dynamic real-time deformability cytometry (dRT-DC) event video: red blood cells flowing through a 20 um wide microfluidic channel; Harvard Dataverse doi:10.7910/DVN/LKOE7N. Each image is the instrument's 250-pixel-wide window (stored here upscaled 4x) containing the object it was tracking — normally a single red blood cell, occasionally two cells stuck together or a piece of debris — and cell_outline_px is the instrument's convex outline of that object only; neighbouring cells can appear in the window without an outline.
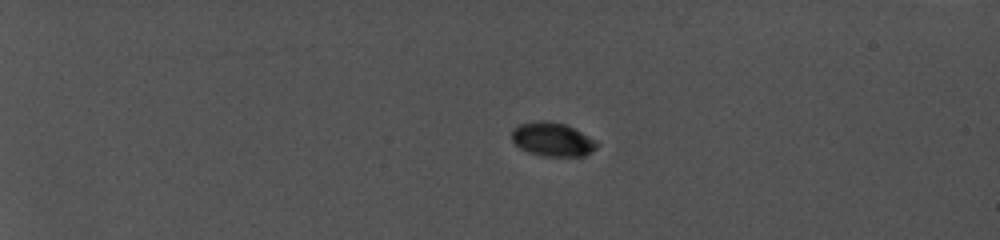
{"species": "common noctule bat (a hibernating species)", "species_latin": "Nyctalus noctula", "temperature_condition": "cold", "stored_images_in_passage": 12, "camera_frame_rate_fps": 5000, "um_per_image_px": 0.085, "animal": {"sex": "female", "body_mass_g": 19.0, "forearm_length_mm": 56.7}, "frame": {"image": 1, "passage_image": 1, "time_ms": 0.0, "image_size_px": [1000, 240], "cell_outline_px": [[600, 144], [596, 148], [584, 156], [540, 156], [528, 152], [520, 148], [512, 140], [512, 128], [520, 124], [540, 120], [548, 120], [564, 124], [596, 140]], "centroid_in_image_um": [46.94, 11.85], "position_along_channel_um": 38.1, "area_um2": 16.76}}
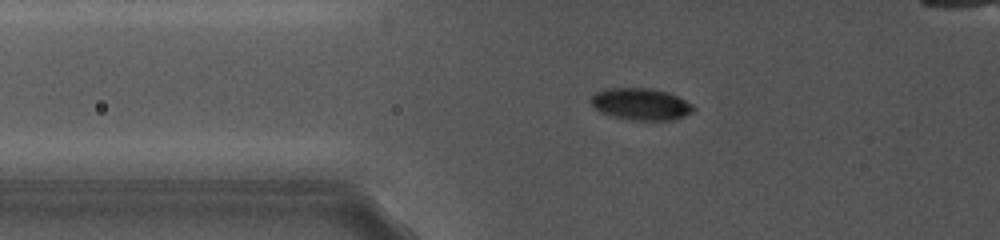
{"frame": {"image": 2, "passage_image": 6, "time_ms": 3.6, "image_size_px": [1000, 240], "cell_outline_px": [[696, 108], [692, 112], [684, 116], [672, 120], [632, 120], [600, 112], [592, 104], [592, 96], [596, 92], [608, 88], [652, 88], [668, 92], [692, 104]], "centroid_in_image_um": [54.5, 8.84], "position_along_channel_um": 71.3, "area_um2": 18.79}}
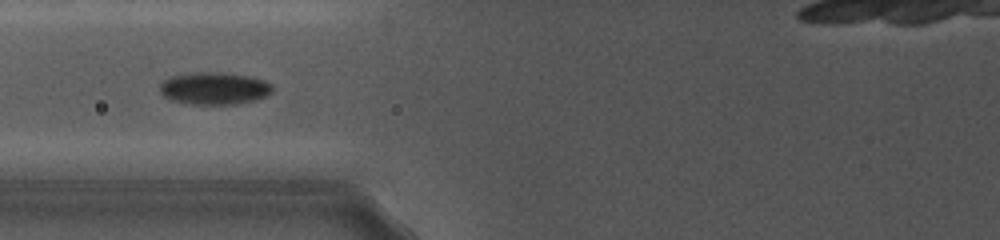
{"frame": {"image": 3, "passage_image": 10, "time_ms": 5.0, "image_size_px": [1000, 240], "cell_outline_px": [[272, 92], [256, 100], [236, 104], [188, 104], [172, 100], [164, 96], [160, 92], [160, 84], [164, 80], [172, 76], [188, 72], [220, 72], [248, 76], [264, 80], [272, 84]], "centroid_in_image_um": [18.2, 7.5], "position_along_channel_um": 107.6, "area_um2": 21.27}}